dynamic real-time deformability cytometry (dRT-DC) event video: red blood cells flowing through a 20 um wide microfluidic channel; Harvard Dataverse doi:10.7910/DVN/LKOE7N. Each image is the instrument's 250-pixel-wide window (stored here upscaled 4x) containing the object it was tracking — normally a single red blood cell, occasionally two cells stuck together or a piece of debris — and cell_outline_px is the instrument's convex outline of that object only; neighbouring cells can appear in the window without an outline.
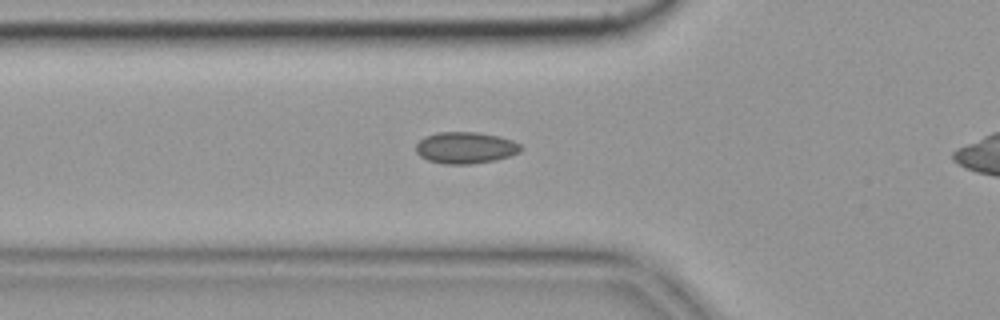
{"species": "common noctule bat (a hibernating species)", "species_latin": "Nyctalus noctula", "temperature_condition": "cold", "stored_images_in_passage": 12, "camera_frame_rate_fps": 3000, "um_per_image_px": 0.085, "animal": {"sex": "female", "body_mass_g": 19.9}, "frame": {"image": 1, "passage_image": 6, "time_ms": 1.667, "image_size_px": [1000, 320], "cell_outline_px": [[524, 148], [520, 152], [496, 160], [472, 164], [444, 164], [428, 160], [420, 156], [416, 152], [416, 144], [424, 136], [436, 132], [476, 132], [500, 136], [512, 140], [520, 144]], "centroid_in_image_um": [39.57, 12.55], "position_along_channel_um": 86.2, "area_um2": 19.48}}